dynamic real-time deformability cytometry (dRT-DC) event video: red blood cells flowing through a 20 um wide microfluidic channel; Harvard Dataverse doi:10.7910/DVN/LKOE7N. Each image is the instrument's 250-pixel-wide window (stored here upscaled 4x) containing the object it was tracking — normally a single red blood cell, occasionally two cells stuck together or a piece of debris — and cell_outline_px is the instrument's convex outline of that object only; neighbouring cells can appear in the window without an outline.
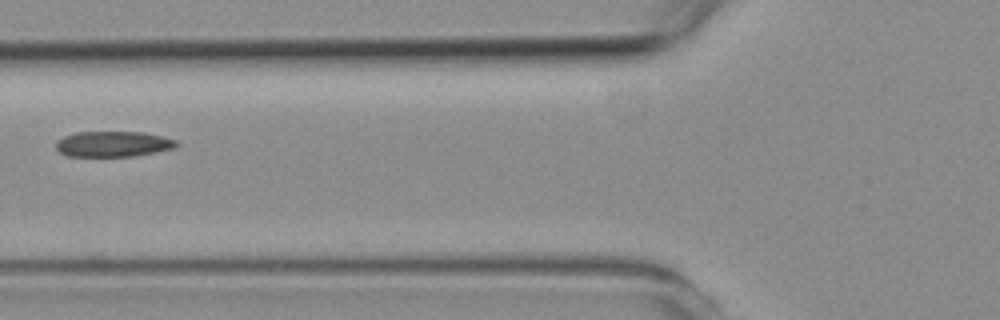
{"species": "common noctule bat (a hibernating species)", "species_latin": "Nyctalus noctula", "temperature_condition": "room temperature", "stored_images_in_passage": 4, "camera_frame_rate_fps": 3000, "um_per_image_px": 0.085, "animal": {"sex": "female", "body_mass_g": 19.3, "forearm_length_mm": 54.1}, "frame": {"image": 1, "passage_image": 3, "time_ms": 2.333, "image_size_px": [1000, 320], "cell_outline_px": [[176, 144], [172, 148], [132, 156], [68, 156], [60, 152], [56, 148], [56, 140], [64, 136], [76, 132], [144, 132], [176, 140]], "centroid_in_image_um": [9.53, 12.23], "position_along_channel_um": 116.3, "area_um2": 17.63}}
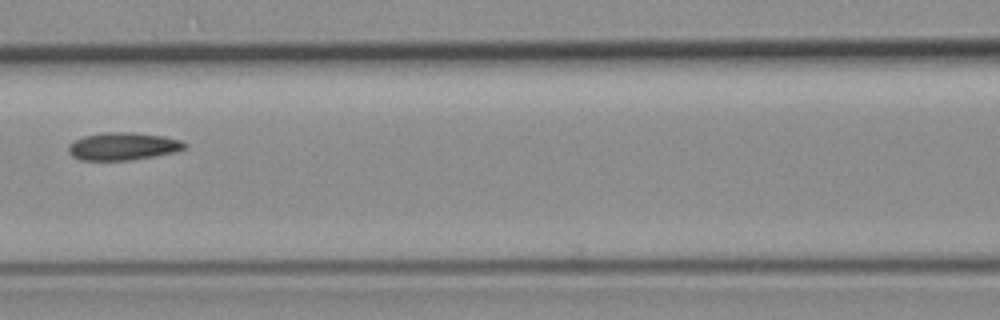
{"frame": {"image": 2, "passage_image": 4, "time_ms": 3.333, "image_size_px": [1000, 320], "cell_outline_px": [[188, 144], [184, 148], [176, 152], [132, 160], [80, 160], [72, 156], [68, 152], [68, 144], [84, 136], [104, 132], [132, 132], [164, 136], [180, 140]], "centroid_in_image_um": [10.45, 12.43], "position_along_channel_um": 156.2, "area_um2": 18.79}}